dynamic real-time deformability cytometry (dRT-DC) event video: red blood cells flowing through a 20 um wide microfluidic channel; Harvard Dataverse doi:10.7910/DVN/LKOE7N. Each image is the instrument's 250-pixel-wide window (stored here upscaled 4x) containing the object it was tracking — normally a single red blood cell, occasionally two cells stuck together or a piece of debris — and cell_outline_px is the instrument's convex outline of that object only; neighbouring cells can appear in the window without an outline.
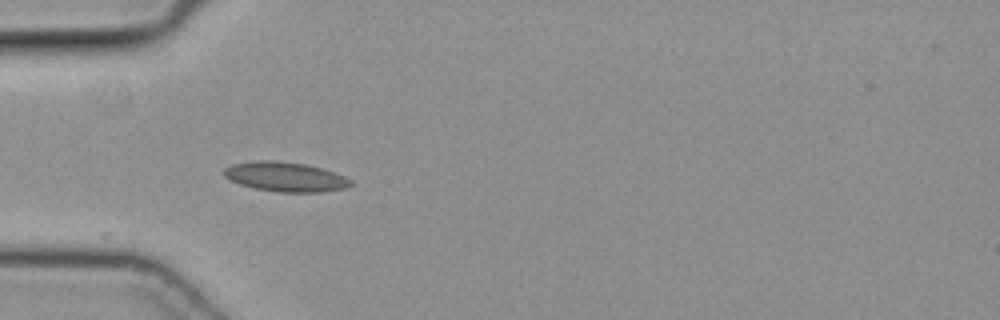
{"species": "common noctule bat (a hibernating species)", "species_latin": "Nyctalus noctula", "temperature_condition": "cold", "stored_images_in_passage": 8, "camera_frame_rate_fps": 3000, "um_per_image_px": 0.085, "animal": {"sex": "female", "body_mass_g": 19.3, "forearm_length_mm": 54.1}, "frame": {"image": 1, "passage_image": 1, "time_ms": 0.0, "image_size_px": [1000, 320], "cell_outline_px": [[352, 184], [344, 188], [324, 192], [280, 192], [256, 188], [240, 184], [228, 180], [224, 176], [224, 168], [232, 164], [256, 160], [276, 160], [304, 164], [324, 168], [344, 176], [352, 180]], "centroid_in_image_um": [24.25, 15.02], "position_along_channel_um": 60.7, "area_um2": 21.91}}
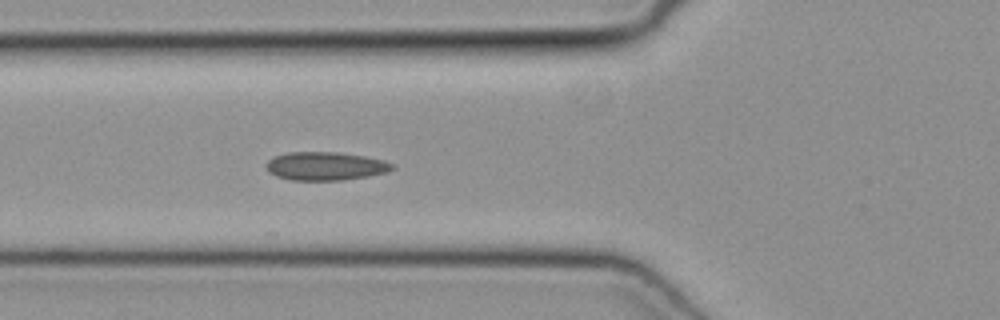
{"frame": {"image": 2, "passage_image": 4, "time_ms": 1.0, "image_size_px": [1000, 320], "cell_outline_px": [[396, 168], [388, 172], [368, 176], [340, 180], [292, 180], [276, 176], [268, 172], [264, 164], [272, 156], [288, 152], [336, 152], [364, 156], [384, 160], [396, 164]], "centroid_in_image_um": [27.66, 14.11], "position_along_channel_um": 98.1, "area_um2": 21.1}}